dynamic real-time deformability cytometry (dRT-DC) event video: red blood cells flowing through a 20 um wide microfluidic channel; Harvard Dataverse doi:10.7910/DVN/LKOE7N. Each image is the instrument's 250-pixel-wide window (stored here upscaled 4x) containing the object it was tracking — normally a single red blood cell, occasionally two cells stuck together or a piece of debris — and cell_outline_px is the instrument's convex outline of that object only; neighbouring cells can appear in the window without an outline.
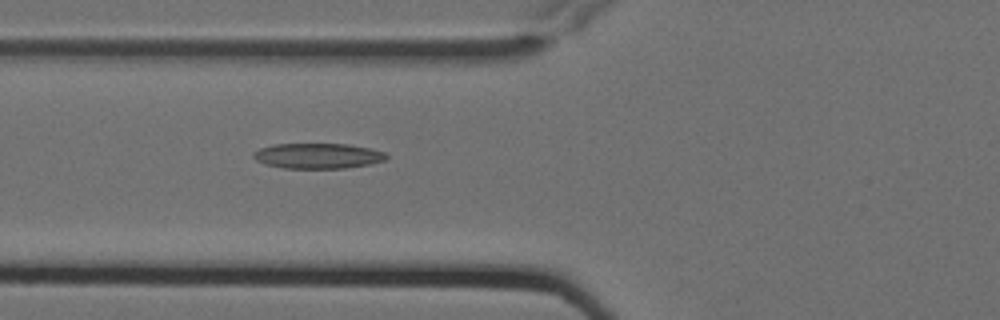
{"species": "Egyptian fruit bat (a non-hibernating species)", "species_latin": "Rousettus aegyptiacus", "temperature_condition": "cold", "stored_images_in_passage": 6, "camera_frame_rate_fps": 3000, "um_per_image_px": 0.085, "animal": {"sex": "female"}, "frame": {"image": 1, "passage_image": 6, "time_ms": 1.667, "image_size_px": [1000, 320], "cell_outline_px": [[388, 156], [384, 160], [368, 164], [344, 168], [284, 168], [264, 164], [256, 160], [252, 156], [252, 152], [260, 148], [272, 144], [348, 144], [368, 148], [384, 152]], "centroid_in_image_um": [26.95, 13.24], "position_along_channel_um": 98.8, "area_um2": 19.54}}